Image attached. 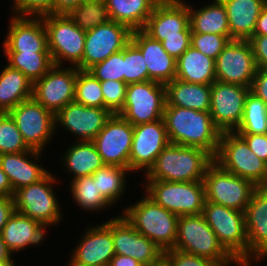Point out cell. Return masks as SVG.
Here are the masks:
<instances>
[{"mask_svg":"<svg viewBox=\"0 0 267 266\" xmlns=\"http://www.w3.org/2000/svg\"><path fill=\"white\" fill-rule=\"evenodd\" d=\"M230 40H232L230 36L212 33H191V46L213 59L218 57Z\"/></svg>","mask_w":267,"mask_h":266,"instance_id":"cell-44","label":"cell"},{"mask_svg":"<svg viewBox=\"0 0 267 266\" xmlns=\"http://www.w3.org/2000/svg\"><path fill=\"white\" fill-rule=\"evenodd\" d=\"M83 0H54V14H67Z\"/></svg>","mask_w":267,"mask_h":266,"instance_id":"cell-53","label":"cell"},{"mask_svg":"<svg viewBox=\"0 0 267 266\" xmlns=\"http://www.w3.org/2000/svg\"><path fill=\"white\" fill-rule=\"evenodd\" d=\"M248 144L252 152L267 163V135L239 134Z\"/></svg>","mask_w":267,"mask_h":266,"instance_id":"cell-50","label":"cell"},{"mask_svg":"<svg viewBox=\"0 0 267 266\" xmlns=\"http://www.w3.org/2000/svg\"><path fill=\"white\" fill-rule=\"evenodd\" d=\"M108 266H144L130 256L115 254L110 260Z\"/></svg>","mask_w":267,"mask_h":266,"instance_id":"cell-54","label":"cell"},{"mask_svg":"<svg viewBox=\"0 0 267 266\" xmlns=\"http://www.w3.org/2000/svg\"><path fill=\"white\" fill-rule=\"evenodd\" d=\"M191 33L180 32V36L166 37L161 44L177 60L191 46Z\"/></svg>","mask_w":267,"mask_h":266,"instance_id":"cell-48","label":"cell"},{"mask_svg":"<svg viewBox=\"0 0 267 266\" xmlns=\"http://www.w3.org/2000/svg\"><path fill=\"white\" fill-rule=\"evenodd\" d=\"M15 212L13 196H0V234L8 219Z\"/></svg>","mask_w":267,"mask_h":266,"instance_id":"cell-52","label":"cell"},{"mask_svg":"<svg viewBox=\"0 0 267 266\" xmlns=\"http://www.w3.org/2000/svg\"><path fill=\"white\" fill-rule=\"evenodd\" d=\"M248 41L252 46L257 67L267 69V35H253Z\"/></svg>","mask_w":267,"mask_h":266,"instance_id":"cell-49","label":"cell"},{"mask_svg":"<svg viewBox=\"0 0 267 266\" xmlns=\"http://www.w3.org/2000/svg\"><path fill=\"white\" fill-rule=\"evenodd\" d=\"M7 65L19 70L32 82L42 78L54 65L50 53L4 52Z\"/></svg>","mask_w":267,"mask_h":266,"instance_id":"cell-36","label":"cell"},{"mask_svg":"<svg viewBox=\"0 0 267 266\" xmlns=\"http://www.w3.org/2000/svg\"><path fill=\"white\" fill-rule=\"evenodd\" d=\"M122 211L124 218L162 251L174 248L179 217L156 204L146 194Z\"/></svg>","mask_w":267,"mask_h":266,"instance_id":"cell-3","label":"cell"},{"mask_svg":"<svg viewBox=\"0 0 267 266\" xmlns=\"http://www.w3.org/2000/svg\"><path fill=\"white\" fill-rule=\"evenodd\" d=\"M227 11L231 39L249 40L267 0H221Z\"/></svg>","mask_w":267,"mask_h":266,"instance_id":"cell-28","label":"cell"},{"mask_svg":"<svg viewBox=\"0 0 267 266\" xmlns=\"http://www.w3.org/2000/svg\"><path fill=\"white\" fill-rule=\"evenodd\" d=\"M250 89L267 105V69H257Z\"/></svg>","mask_w":267,"mask_h":266,"instance_id":"cell-51","label":"cell"},{"mask_svg":"<svg viewBox=\"0 0 267 266\" xmlns=\"http://www.w3.org/2000/svg\"><path fill=\"white\" fill-rule=\"evenodd\" d=\"M47 33L48 49L55 65L77 66L83 58L86 32L67 14L42 16Z\"/></svg>","mask_w":267,"mask_h":266,"instance_id":"cell-9","label":"cell"},{"mask_svg":"<svg viewBox=\"0 0 267 266\" xmlns=\"http://www.w3.org/2000/svg\"><path fill=\"white\" fill-rule=\"evenodd\" d=\"M133 125L119 114H112L93 142L105 165L129 168Z\"/></svg>","mask_w":267,"mask_h":266,"instance_id":"cell-17","label":"cell"},{"mask_svg":"<svg viewBox=\"0 0 267 266\" xmlns=\"http://www.w3.org/2000/svg\"><path fill=\"white\" fill-rule=\"evenodd\" d=\"M4 52L50 53L42 17L10 16Z\"/></svg>","mask_w":267,"mask_h":266,"instance_id":"cell-22","label":"cell"},{"mask_svg":"<svg viewBox=\"0 0 267 266\" xmlns=\"http://www.w3.org/2000/svg\"><path fill=\"white\" fill-rule=\"evenodd\" d=\"M87 71L99 81L117 80L124 82V49L113 53L104 61L94 64Z\"/></svg>","mask_w":267,"mask_h":266,"instance_id":"cell-43","label":"cell"},{"mask_svg":"<svg viewBox=\"0 0 267 266\" xmlns=\"http://www.w3.org/2000/svg\"><path fill=\"white\" fill-rule=\"evenodd\" d=\"M142 30L160 42L166 37L180 36V32H192L189 4L184 0H160Z\"/></svg>","mask_w":267,"mask_h":266,"instance_id":"cell-21","label":"cell"},{"mask_svg":"<svg viewBox=\"0 0 267 266\" xmlns=\"http://www.w3.org/2000/svg\"><path fill=\"white\" fill-rule=\"evenodd\" d=\"M258 67L248 40H230L215 59L216 80L250 87Z\"/></svg>","mask_w":267,"mask_h":266,"instance_id":"cell-14","label":"cell"},{"mask_svg":"<svg viewBox=\"0 0 267 266\" xmlns=\"http://www.w3.org/2000/svg\"><path fill=\"white\" fill-rule=\"evenodd\" d=\"M202 215L223 248L241 266H248L244 212L205 201Z\"/></svg>","mask_w":267,"mask_h":266,"instance_id":"cell-5","label":"cell"},{"mask_svg":"<svg viewBox=\"0 0 267 266\" xmlns=\"http://www.w3.org/2000/svg\"><path fill=\"white\" fill-rule=\"evenodd\" d=\"M13 255L7 249L5 243L3 242L2 236L0 234V263L14 261Z\"/></svg>","mask_w":267,"mask_h":266,"instance_id":"cell-57","label":"cell"},{"mask_svg":"<svg viewBox=\"0 0 267 266\" xmlns=\"http://www.w3.org/2000/svg\"><path fill=\"white\" fill-rule=\"evenodd\" d=\"M31 150L25 143L14 119L8 112L0 113V154Z\"/></svg>","mask_w":267,"mask_h":266,"instance_id":"cell-41","label":"cell"},{"mask_svg":"<svg viewBox=\"0 0 267 266\" xmlns=\"http://www.w3.org/2000/svg\"><path fill=\"white\" fill-rule=\"evenodd\" d=\"M129 168L109 166L98 169L92 176L96 179L98 190L113 204L121 200L127 184Z\"/></svg>","mask_w":267,"mask_h":266,"instance_id":"cell-37","label":"cell"},{"mask_svg":"<svg viewBox=\"0 0 267 266\" xmlns=\"http://www.w3.org/2000/svg\"><path fill=\"white\" fill-rule=\"evenodd\" d=\"M163 257L169 262L170 266H221L218 262L177 249L164 251Z\"/></svg>","mask_w":267,"mask_h":266,"instance_id":"cell-47","label":"cell"},{"mask_svg":"<svg viewBox=\"0 0 267 266\" xmlns=\"http://www.w3.org/2000/svg\"><path fill=\"white\" fill-rule=\"evenodd\" d=\"M261 187H262L265 191H267V178H266L265 182L261 185Z\"/></svg>","mask_w":267,"mask_h":266,"instance_id":"cell-60","label":"cell"},{"mask_svg":"<svg viewBox=\"0 0 267 266\" xmlns=\"http://www.w3.org/2000/svg\"><path fill=\"white\" fill-rule=\"evenodd\" d=\"M145 194L178 217L202 214L206 201L203 181L145 180Z\"/></svg>","mask_w":267,"mask_h":266,"instance_id":"cell-6","label":"cell"},{"mask_svg":"<svg viewBox=\"0 0 267 266\" xmlns=\"http://www.w3.org/2000/svg\"><path fill=\"white\" fill-rule=\"evenodd\" d=\"M8 113L30 149L43 152L57 133L55 115L33 98L19 103Z\"/></svg>","mask_w":267,"mask_h":266,"instance_id":"cell-12","label":"cell"},{"mask_svg":"<svg viewBox=\"0 0 267 266\" xmlns=\"http://www.w3.org/2000/svg\"><path fill=\"white\" fill-rule=\"evenodd\" d=\"M248 266L267 257V191L257 187L244 209ZM251 263V264H250Z\"/></svg>","mask_w":267,"mask_h":266,"instance_id":"cell-24","label":"cell"},{"mask_svg":"<svg viewBox=\"0 0 267 266\" xmlns=\"http://www.w3.org/2000/svg\"><path fill=\"white\" fill-rule=\"evenodd\" d=\"M46 228L36 220L15 211L3 227L1 236L12 255L44 242Z\"/></svg>","mask_w":267,"mask_h":266,"instance_id":"cell-27","label":"cell"},{"mask_svg":"<svg viewBox=\"0 0 267 266\" xmlns=\"http://www.w3.org/2000/svg\"><path fill=\"white\" fill-rule=\"evenodd\" d=\"M130 41L144 57L148 81L166 84L176 78L177 60L165 51L160 41L152 39L142 29L133 30Z\"/></svg>","mask_w":267,"mask_h":266,"instance_id":"cell-25","label":"cell"},{"mask_svg":"<svg viewBox=\"0 0 267 266\" xmlns=\"http://www.w3.org/2000/svg\"><path fill=\"white\" fill-rule=\"evenodd\" d=\"M163 119L170 143L201 148L216 156L222 132L214 124L210 112L166 104Z\"/></svg>","mask_w":267,"mask_h":266,"instance_id":"cell-1","label":"cell"},{"mask_svg":"<svg viewBox=\"0 0 267 266\" xmlns=\"http://www.w3.org/2000/svg\"><path fill=\"white\" fill-rule=\"evenodd\" d=\"M250 87L215 81L211 84L210 115L221 132H234L244 112Z\"/></svg>","mask_w":267,"mask_h":266,"instance_id":"cell-16","label":"cell"},{"mask_svg":"<svg viewBox=\"0 0 267 266\" xmlns=\"http://www.w3.org/2000/svg\"><path fill=\"white\" fill-rule=\"evenodd\" d=\"M166 104L210 112L211 85L174 79L165 84Z\"/></svg>","mask_w":267,"mask_h":266,"instance_id":"cell-30","label":"cell"},{"mask_svg":"<svg viewBox=\"0 0 267 266\" xmlns=\"http://www.w3.org/2000/svg\"><path fill=\"white\" fill-rule=\"evenodd\" d=\"M112 21L127 25L132 31L144 28L160 0H104Z\"/></svg>","mask_w":267,"mask_h":266,"instance_id":"cell-32","label":"cell"},{"mask_svg":"<svg viewBox=\"0 0 267 266\" xmlns=\"http://www.w3.org/2000/svg\"><path fill=\"white\" fill-rule=\"evenodd\" d=\"M113 242L115 254L130 256L144 266L156 263L164 255L162 249L139 233L122 214L113 217Z\"/></svg>","mask_w":267,"mask_h":266,"instance_id":"cell-23","label":"cell"},{"mask_svg":"<svg viewBox=\"0 0 267 266\" xmlns=\"http://www.w3.org/2000/svg\"><path fill=\"white\" fill-rule=\"evenodd\" d=\"M204 6V7H203ZM194 9L189 5V24L192 32L230 36L227 11L221 0Z\"/></svg>","mask_w":267,"mask_h":266,"instance_id":"cell-34","label":"cell"},{"mask_svg":"<svg viewBox=\"0 0 267 266\" xmlns=\"http://www.w3.org/2000/svg\"><path fill=\"white\" fill-rule=\"evenodd\" d=\"M165 84L145 81L127 85L125 103L117 113L133 126L163 119Z\"/></svg>","mask_w":267,"mask_h":266,"instance_id":"cell-11","label":"cell"},{"mask_svg":"<svg viewBox=\"0 0 267 266\" xmlns=\"http://www.w3.org/2000/svg\"><path fill=\"white\" fill-rule=\"evenodd\" d=\"M112 114L107 108L88 107L73 101L55 115V129L63 127L75 135L77 141H93Z\"/></svg>","mask_w":267,"mask_h":266,"instance_id":"cell-20","label":"cell"},{"mask_svg":"<svg viewBox=\"0 0 267 266\" xmlns=\"http://www.w3.org/2000/svg\"><path fill=\"white\" fill-rule=\"evenodd\" d=\"M214 157L204 149L169 143L144 175L146 180L203 181Z\"/></svg>","mask_w":267,"mask_h":266,"instance_id":"cell-2","label":"cell"},{"mask_svg":"<svg viewBox=\"0 0 267 266\" xmlns=\"http://www.w3.org/2000/svg\"><path fill=\"white\" fill-rule=\"evenodd\" d=\"M0 196H13V189L7 175L0 166Z\"/></svg>","mask_w":267,"mask_h":266,"instance_id":"cell-56","label":"cell"},{"mask_svg":"<svg viewBox=\"0 0 267 266\" xmlns=\"http://www.w3.org/2000/svg\"><path fill=\"white\" fill-rule=\"evenodd\" d=\"M100 85L104 108L109 109L113 114L118 113L125 103L127 84L117 80H106L100 81Z\"/></svg>","mask_w":267,"mask_h":266,"instance_id":"cell-45","label":"cell"},{"mask_svg":"<svg viewBox=\"0 0 267 266\" xmlns=\"http://www.w3.org/2000/svg\"><path fill=\"white\" fill-rule=\"evenodd\" d=\"M56 180V175L49 172L39 182L17 190L13 196L15 211L38 221L45 228L61 223V204L53 188Z\"/></svg>","mask_w":267,"mask_h":266,"instance_id":"cell-7","label":"cell"},{"mask_svg":"<svg viewBox=\"0 0 267 266\" xmlns=\"http://www.w3.org/2000/svg\"><path fill=\"white\" fill-rule=\"evenodd\" d=\"M66 266H79V265H73L71 263H68V261H67V265Z\"/></svg>","mask_w":267,"mask_h":266,"instance_id":"cell-61","label":"cell"},{"mask_svg":"<svg viewBox=\"0 0 267 266\" xmlns=\"http://www.w3.org/2000/svg\"><path fill=\"white\" fill-rule=\"evenodd\" d=\"M70 192L74 202L87 212L105 211L112 203L98 190L96 179L92 176L79 177L70 182Z\"/></svg>","mask_w":267,"mask_h":266,"instance_id":"cell-35","label":"cell"},{"mask_svg":"<svg viewBox=\"0 0 267 266\" xmlns=\"http://www.w3.org/2000/svg\"><path fill=\"white\" fill-rule=\"evenodd\" d=\"M74 101L88 107L104 108L100 81L87 70H78Z\"/></svg>","mask_w":267,"mask_h":266,"instance_id":"cell-40","label":"cell"},{"mask_svg":"<svg viewBox=\"0 0 267 266\" xmlns=\"http://www.w3.org/2000/svg\"><path fill=\"white\" fill-rule=\"evenodd\" d=\"M214 161L223 169L252 181L257 187L267 178V163L255 155L236 132H222Z\"/></svg>","mask_w":267,"mask_h":266,"instance_id":"cell-8","label":"cell"},{"mask_svg":"<svg viewBox=\"0 0 267 266\" xmlns=\"http://www.w3.org/2000/svg\"><path fill=\"white\" fill-rule=\"evenodd\" d=\"M253 35H267V4L261 11Z\"/></svg>","mask_w":267,"mask_h":266,"instance_id":"cell-55","label":"cell"},{"mask_svg":"<svg viewBox=\"0 0 267 266\" xmlns=\"http://www.w3.org/2000/svg\"><path fill=\"white\" fill-rule=\"evenodd\" d=\"M132 30L125 24L108 21L86 32L82 61L76 66L88 70L94 64L119 52L130 42Z\"/></svg>","mask_w":267,"mask_h":266,"instance_id":"cell-15","label":"cell"},{"mask_svg":"<svg viewBox=\"0 0 267 266\" xmlns=\"http://www.w3.org/2000/svg\"><path fill=\"white\" fill-rule=\"evenodd\" d=\"M76 142V143H75ZM65 149L61 155L63 167L71 174L72 180L93 175L98 169L105 166L93 141H75Z\"/></svg>","mask_w":267,"mask_h":266,"instance_id":"cell-29","label":"cell"},{"mask_svg":"<svg viewBox=\"0 0 267 266\" xmlns=\"http://www.w3.org/2000/svg\"><path fill=\"white\" fill-rule=\"evenodd\" d=\"M206 201L244 212L257 186L223 169L213 161L204 179Z\"/></svg>","mask_w":267,"mask_h":266,"instance_id":"cell-10","label":"cell"},{"mask_svg":"<svg viewBox=\"0 0 267 266\" xmlns=\"http://www.w3.org/2000/svg\"><path fill=\"white\" fill-rule=\"evenodd\" d=\"M169 143L164 119L133 126L129 156L131 174L139 171L146 174Z\"/></svg>","mask_w":267,"mask_h":266,"instance_id":"cell-18","label":"cell"},{"mask_svg":"<svg viewBox=\"0 0 267 266\" xmlns=\"http://www.w3.org/2000/svg\"><path fill=\"white\" fill-rule=\"evenodd\" d=\"M75 66L53 65L40 79L33 82L32 98L56 115L75 98L77 71Z\"/></svg>","mask_w":267,"mask_h":266,"instance_id":"cell-13","label":"cell"},{"mask_svg":"<svg viewBox=\"0 0 267 266\" xmlns=\"http://www.w3.org/2000/svg\"><path fill=\"white\" fill-rule=\"evenodd\" d=\"M41 153L31 149L25 152L0 154V166L8 177L13 196L20 188L39 182L50 172L38 162L42 159Z\"/></svg>","mask_w":267,"mask_h":266,"instance_id":"cell-26","label":"cell"},{"mask_svg":"<svg viewBox=\"0 0 267 266\" xmlns=\"http://www.w3.org/2000/svg\"><path fill=\"white\" fill-rule=\"evenodd\" d=\"M173 249L207 258L221 266L231 263L241 266L219 243L202 214L179 217Z\"/></svg>","mask_w":267,"mask_h":266,"instance_id":"cell-4","label":"cell"},{"mask_svg":"<svg viewBox=\"0 0 267 266\" xmlns=\"http://www.w3.org/2000/svg\"><path fill=\"white\" fill-rule=\"evenodd\" d=\"M84 231L68 262L79 266H108L115 255L113 217Z\"/></svg>","mask_w":267,"mask_h":266,"instance_id":"cell-19","label":"cell"},{"mask_svg":"<svg viewBox=\"0 0 267 266\" xmlns=\"http://www.w3.org/2000/svg\"><path fill=\"white\" fill-rule=\"evenodd\" d=\"M176 79L211 85L216 81L215 59L190 46L176 61Z\"/></svg>","mask_w":267,"mask_h":266,"instance_id":"cell-31","label":"cell"},{"mask_svg":"<svg viewBox=\"0 0 267 266\" xmlns=\"http://www.w3.org/2000/svg\"><path fill=\"white\" fill-rule=\"evenodd\" d=\"M14 15L42 17L54 14V0H12Z\"/></svg>","mask_w":267,"mask_h":266,"instance_id":"cell-46","label":"cell"},{"mask_svg":"<svg viewBox=\"0 0 267 266\" xmlns=\"http://www.w3.org/2000/svg\"><path fill=\"white\" fill-rule=\"evenodd\" d=\"M149 266H170V264L164 257H162L159 261L150 264Z\"/></svg>","mask_w":267,"mask_h":266,"instance_id":"cell-58","label":"cell"},{"mask_svg":"<svg viewBox=\"0 0 267 266\" xmlns=\"http://www.w3.org/2000/svg\"><path fill=\"white\" fill-rule=\"evenodd\" d=\"M234 132L237 134L267 133V105L251 91L245 101L242 120Z\"/></svg>","mask_w":267,"mask_h":266,"instance_id":"cell-39","label":"cell"},{"mask_svg":"<svg viewBox=\"0 0 267 266\" xmlns=\"http://www.w3.org/2000/svg\"><path fill=\"white\" fill-rule=\"evenodd\" d=\"M13 263L14 261L3 262V263H0V266H11Z\"/></svg>","mask_w":267,"mask_h":266,"instance_id":"cell-59","label":"cell"},{"mask_svg":"<svg viewBox=\"0 0 267 266\" xmlns=\"http://www.w3.org/2000/svg\"><path fill=\"white\" fill-rule=\"evenodd\" d=\"M0 72V113H5L32 98L33 82L7 64Z\"/></svg>","mask_w":267,"mask_h":266,"instance_id":"cell-33","label":"cell"},{"mask_svg":"<svg viewBox=\"0 0 267 266\" xmlns=\"http://www.w3.org/2000/svg\"><path fill=\"white\" fill-rule=\"evenodd\" d=\"M67 16L85 32L111 20L104 0H83Z\"/></svg>","mask_w":267,"mask_h":266,"instance_id":"cell-38","label":"cell"},{"mask_svg":"<svg viewBox=\"0 0 267 266\" xmlns=\"http://www.w3.org/2000/svg\"><path fill=\"white\" fill-rule=\"evenodd\" d=\"M148 81V69L141 51L130 41L124 47V82L128 84Z\"/></svg>","mask_w":267,"mask_h":266,"instance_id":"cell-42","label":"cell"}]
</instances>
